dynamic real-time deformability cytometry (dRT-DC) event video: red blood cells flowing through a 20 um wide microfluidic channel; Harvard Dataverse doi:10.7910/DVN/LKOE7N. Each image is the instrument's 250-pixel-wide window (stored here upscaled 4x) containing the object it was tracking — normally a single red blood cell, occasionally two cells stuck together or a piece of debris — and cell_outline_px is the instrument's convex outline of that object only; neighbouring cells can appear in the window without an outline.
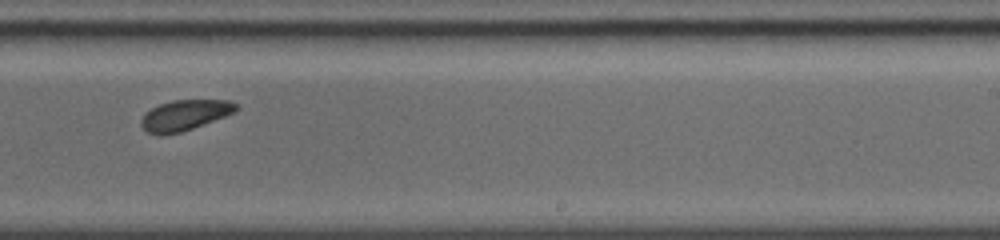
{"species": "common noctule bat (a hibernating species)", "species_latin": "Nyctalus noctula", "temperature_condition": "warm", "stored_images_in_passage": 23, "camera_frame_rate_fps": 5000, "um_per_image_px": 0.085, "animal": {"sex": "female", "body_mass_g": 19.0, "forearm_length_mm": 56.7}, "frame": {"image": 1, "passage_image": 14, "time_ms": 7.4, "image_size_px": [1000, 240], "cell_outline_px": [[236, 108], [232, 112], [224, 116], [192, 128], [180, 132], [160, 136], [156, 136], [148, 132], [140, 124], [140, 120], [152, 108], [160, 104], [172, 100], [232, 100], [236, 104]], "centroid_in_image_um": [15.66, 9.79], "position_along_channel_um": 273.3, "area_um2": 16.53}}